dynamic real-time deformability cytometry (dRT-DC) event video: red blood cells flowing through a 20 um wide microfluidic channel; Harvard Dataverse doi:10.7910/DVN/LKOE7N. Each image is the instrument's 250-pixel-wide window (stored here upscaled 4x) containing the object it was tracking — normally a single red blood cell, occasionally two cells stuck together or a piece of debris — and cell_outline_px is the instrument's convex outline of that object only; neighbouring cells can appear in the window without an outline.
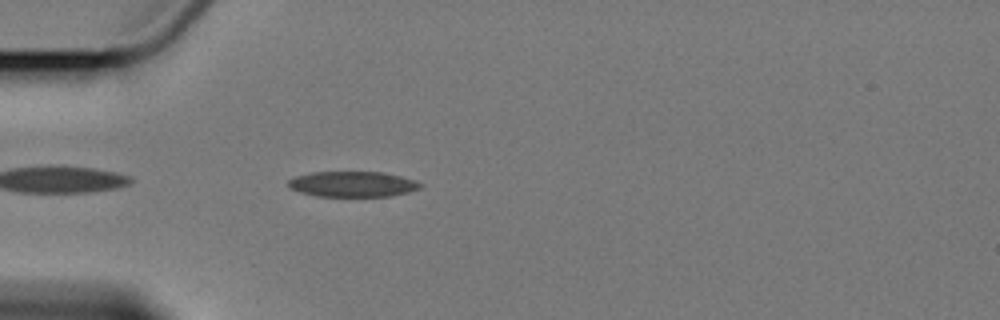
{"species": "Egyptian fruit bat (a non-hibernating species)", "species_latin": "Rousettus aegyptiacus", "temperature_condition": "cold", "stored_images_in_passage": 1, "camera_frame_rate_fps": 3000, "um_per_image_px": 0.085, "animal": {"sex": "female"}, "frame": {"image": 1, "passage_image": 1, "time_ms": 0.0, "image_size_px": [1000, 320], "cell_outline_px": [[424, 184], [420, 188], [408, 192], [388, 196], [316, 196], [300, 192], [292, 188], [288, 184], [288, 180], [296, 176], [312, 172], [384, 172], [416, 180]], "centroid_in_image_um": [30.0, 15.64], "position_along_channel_um": 55.0, "area_um2": 19.54}}